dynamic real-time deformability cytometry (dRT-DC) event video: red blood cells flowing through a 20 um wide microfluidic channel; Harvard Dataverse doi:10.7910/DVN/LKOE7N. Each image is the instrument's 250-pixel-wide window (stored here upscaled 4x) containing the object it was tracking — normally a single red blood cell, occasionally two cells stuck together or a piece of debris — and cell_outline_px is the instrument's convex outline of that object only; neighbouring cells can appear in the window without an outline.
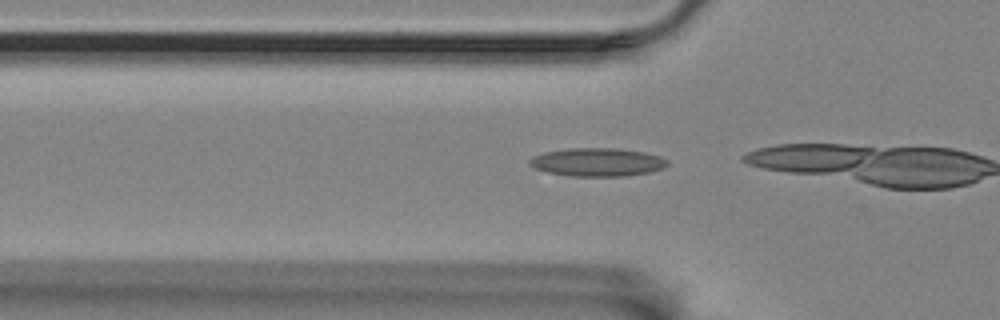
{"species": "Egyptian fruit bat (a non-hibernating species)", "species_latin": "Rousettus aegyptiacus", "temperature_condition": "room temperature", "stored_images_in_passage": 20, "camera_frame_rate_fps": 3000, "um_per_image_px": 0.085, "animal": {"sex": "female"}, "frame": {"image": 1, "passage_image": 15, "time_ms": 4.667, "image_size_px": [1000, 320], "cell_outline_px": [[668, 164], [664, 168], [648, 172], [624, 176], [572, 176], [548, 172], [536, 168], [528, 164], [528, 160], [532, 156], [544, 152], [568, 148], [616, 148], [644, 152], [660, 156], [668, 160]], "centroid_in_image_um": [50.77, 13.77], "position_along_channel_um": 75.0, "area_um2": 22.72}}